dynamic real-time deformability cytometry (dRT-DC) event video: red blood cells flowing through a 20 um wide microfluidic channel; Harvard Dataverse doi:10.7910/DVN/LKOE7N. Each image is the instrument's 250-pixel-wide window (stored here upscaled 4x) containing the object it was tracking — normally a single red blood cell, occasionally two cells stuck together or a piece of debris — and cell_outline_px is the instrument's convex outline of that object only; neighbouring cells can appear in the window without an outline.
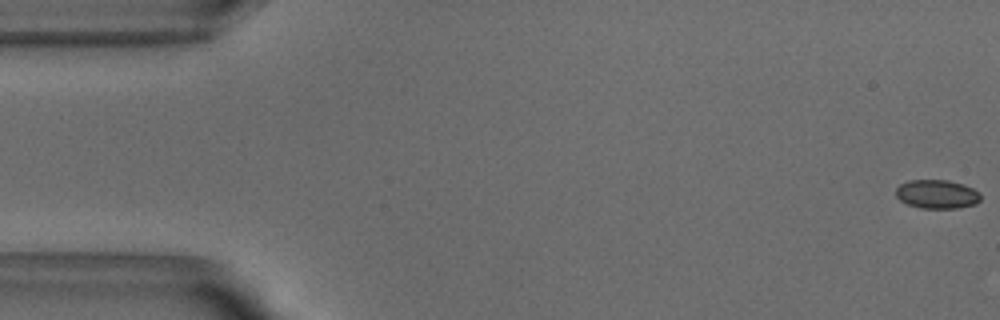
{"species": "common noctule bat (a hibernating species)", "species_latin": "Nyctalus noctula", "temperature_condition": "warm", "stored_images_in_passage": 52, "camera_frame_rate_fps": 3000, "um_per_image_px": 0.085, "animal": {"sex": "male", "body_mass_g": 18.8}, "frame": {"image": 1, "passage_image": 1, "time_ms": 0.0, "image_size_px": [1000, 320], "cell_outline_px": [[980, 200], [976, 204], [960, 208], [920, 208], [908, 204], [900, 200], [896, 196], [896, 188], [900, 184], [908, 180], [948, 180], [964, 184], [980, 192]], "centroid_in_image_um": [79.65, 16.5], "position_along_channel_um": 5.3, "area_um2": 14.33}}
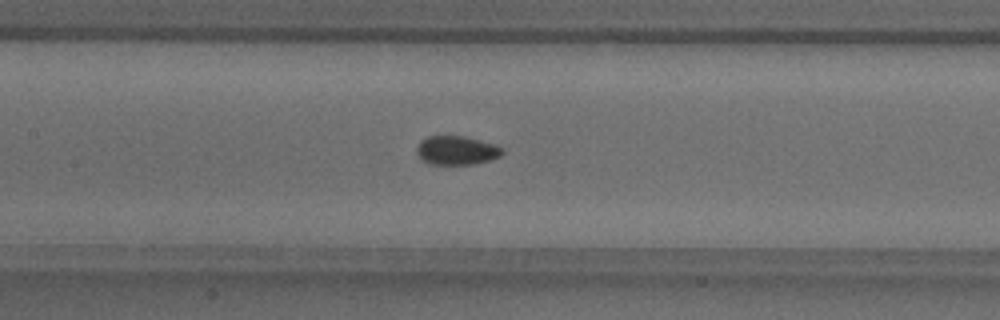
{"frame": {"image": 2, "passage_image": 24, "time_ms": 7.667, "image_size_px": [1000, 320], "cell_outline_px": [[504, 152], [500, 156], [488, 160], [472, 164], [428, 164], [420, 160], [416, 152], [416, 148], [420, 140], [428, 136], [464, 136], [496, 144], [504, 148]], "centroid_in_image_um": [38.79, 12.78], "position_along_channel_um": 168.6, "area_um2": 14.57}}
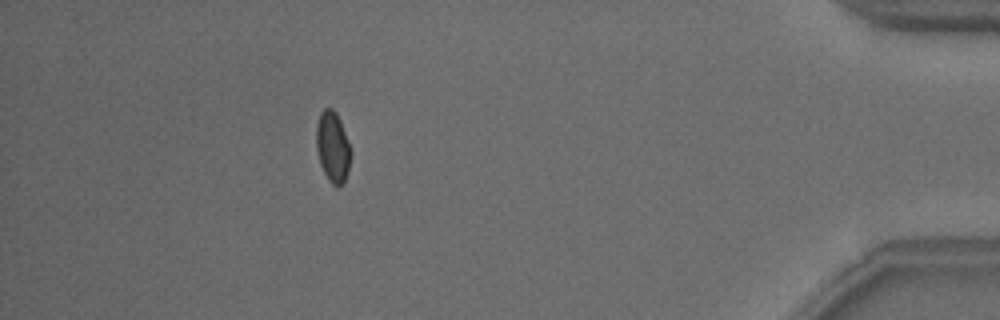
{"frame": {"image": 3, "passage_image": 47, "time_ms": 15.333, "image_size_px": [1000, 320], "cell_outline_px": [[352, 152], [344, 184], [340, 188], [336, 188], [328, 180], [320, 164], [316, 148], [316, 124], [320, 112], [324, 108], [332, 108], [336, 112], [340, 120]], "centroid_in_image_um": [28.27, 12.51], "position_along_channel_um": 406.9, "area_um2": 14.45}, "authors_computed_cell_mechanics": {"area_um2": 14.4789, "velocity_mm_per_s": 3.8478, "shape_relaxation_time_tau1_ms": 3.8332, "shape_relaxation_time_tau2_ms": null, "deformation_change_tau1": 0.0761, "deformation_change_tau2": null}}